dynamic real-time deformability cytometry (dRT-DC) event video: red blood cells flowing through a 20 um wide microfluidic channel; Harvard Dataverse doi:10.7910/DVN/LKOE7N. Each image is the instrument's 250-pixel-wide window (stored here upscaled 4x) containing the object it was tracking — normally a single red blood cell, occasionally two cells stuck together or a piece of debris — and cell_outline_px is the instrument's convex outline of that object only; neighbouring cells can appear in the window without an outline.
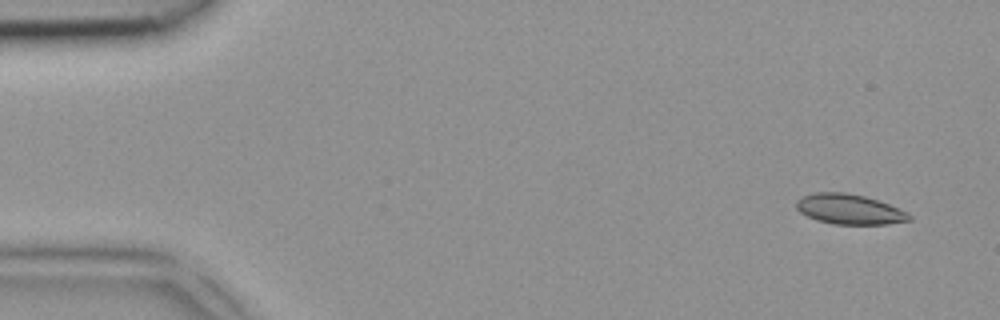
{"species": "common noctule bat (a hibernating species)", "species_latin": "Nyctalus noctula", "temperature_condition": "room temperature", "stored_images_in_passage": 3, "camera_frame_rate_fps": 3000, "um_per_image_px": 0.085, "animal": {"sex": "female", "body_mass_g": 18.4}, "frame": {"image": 1, "passage_image": 1, "time_ms": 0.0, "image_size_px": [1000, 320], "cell_outline_px": [[912, 220], [888, 224], [836, 224], [816, 220], [800, 212], [796, 208], [796, 200], [812, 192], [844, 192], [864, 196], [888, 204], [908, 212], [912, 216]], "centroid_in_image_um": [72.2, 17.78], "position_along_channel_um": 12.8, "area_um2": 19.77}}